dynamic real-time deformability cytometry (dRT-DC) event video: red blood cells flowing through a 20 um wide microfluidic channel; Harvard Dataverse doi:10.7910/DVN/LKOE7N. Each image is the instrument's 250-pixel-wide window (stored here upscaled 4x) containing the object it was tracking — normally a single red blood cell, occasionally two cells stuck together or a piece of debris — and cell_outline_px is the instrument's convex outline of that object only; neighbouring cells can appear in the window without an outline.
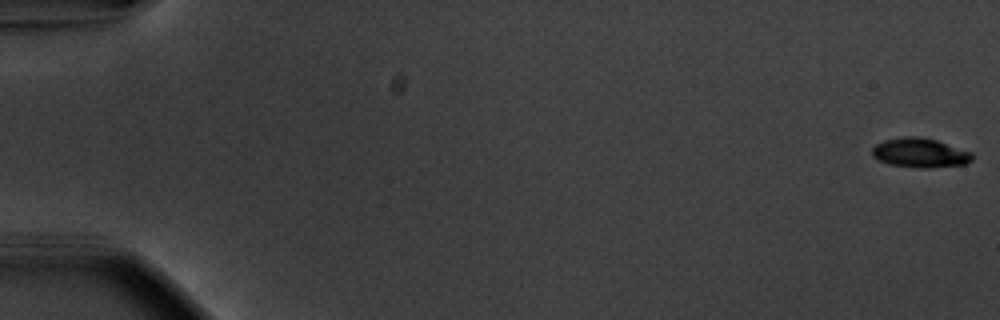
{"species": "common noctule bat (a hibernating species)", "species_latin": "Nyctalus noctula", "temperature_condition": "warm", "stored_images_in_passage": 56, "camera_frame_rate_fps": 3000, "um_per_image_px": 0.085, "animal": {"sex": "male", "body_mass_g": 20.1, "forearm_length_mm": 53.5}, "frame": {"image": 1, "passage_image": 1, "time_ms": 0.0, "image_size_px": [1000, 320], "cell_outline_px": [[972, 160], [964, 164], [928, 168], [920, 168], [888, 164], [872, 156], [872, 148], [876, 144], [884, 140], [904, 136], [920, 136], [936, 140], [972, 152]], "centroid_in_image_um": [78.18, 12.98], "position_along_channel_um": 6.8, "area_um2": 17.11}}
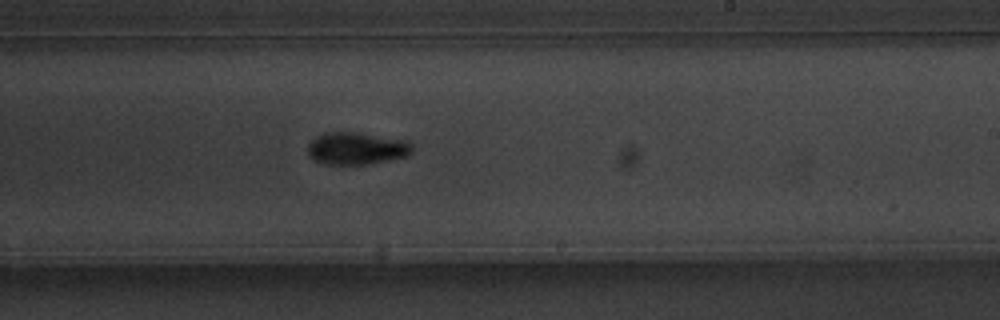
{"frame": {"image": 2, "passage_image": 35, "time_ms": 11.333, "image_size_px": [1000, 320], "cell_outline_px": [[412, 152], [408, 156], [368, 164], [324, 164], [312, 160], [308, 156], [308, 144], [316, 136], [324, 132], [356, 132], [408, 140], [412, 144]], "centroid_in_image_um": [30.29, 12.61], "position_along_channel_um": 258.7, "area_um2": 19.88}}
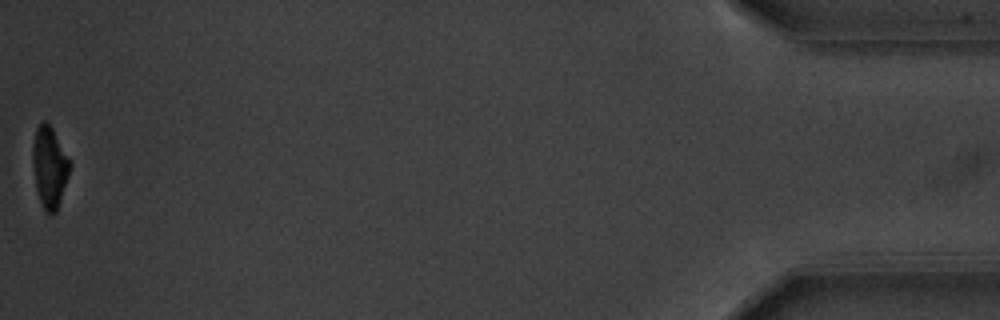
{"frame": {"image": 3, "passage_image": 56, "time_ms": 18.333, "image_size_px": [1000, 320], "cell_outline_px": [[72, 164], [56, 212], [52, 216], [44, 212], [36, 188], [32, 160], [32, 148], [36, 128], [44, 120], [48, 120]], "centroid_in_image_um": [4.2, 14.2], "position_along_channel_um": 431.0, "area_um2": 17.63}, "authors_computed_cell_mechanics": {"area_um2": 18.9006, "velocity_mm_per_s": 3.7235, "shape_relaxation_time_tau1_ms": 2.469, "shape_relaxation_time_tau2_ms": 4.7797, "deformation_change_tau1": 0.1544, "deformation_change_tau2": 0.0816}}